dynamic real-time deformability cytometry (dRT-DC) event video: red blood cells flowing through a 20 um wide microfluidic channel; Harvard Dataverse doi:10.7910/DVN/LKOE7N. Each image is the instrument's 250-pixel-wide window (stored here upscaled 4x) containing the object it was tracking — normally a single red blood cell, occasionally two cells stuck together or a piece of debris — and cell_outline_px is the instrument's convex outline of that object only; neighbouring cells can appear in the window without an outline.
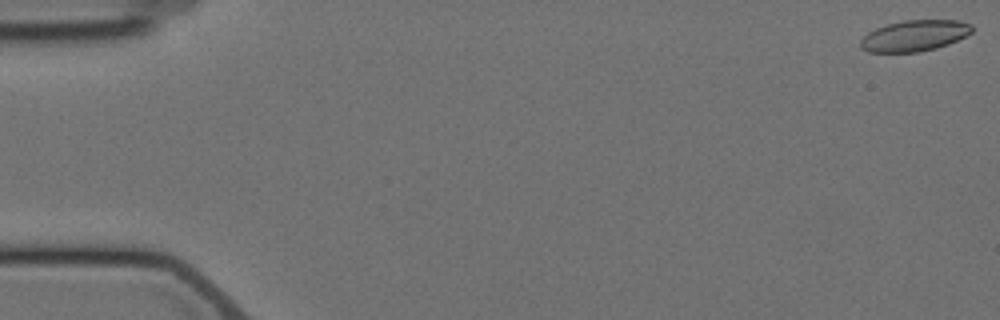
{"species": "Egyptian fruit bat (a non-hibernating species)", "species_latin": "Rousettus aegyptiacus", "temperature_condition": "cold", "stored_images_in_passage": 15, "camera_frame_rate_fps": 3000, "um_per_image_px": 0.085, "animal": {"sex": "female"}, "frame": {"image": 1, "passage_image": 1, "time_ms": 0.0, "image_size_px": [1000, 320], "cell_outline_px": [[972, 32], [948, 44], [936, 48], [920, 52], [868, 52], [860, 48], [860, 40], [868, 32], [876, 28], [888, 24], [904, 20], [960, 20], [972, 24]], "centroid_in_image_um": [77.72, 3.03], "position_along_channel_um": 7.3, "area_um2": 20.17}}
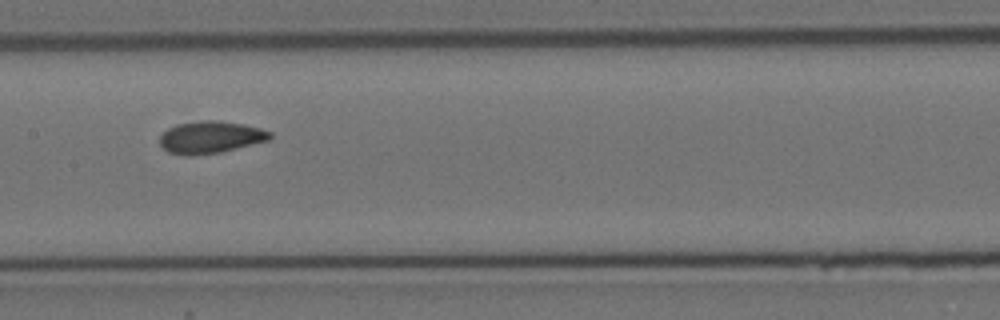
{"frame": {"image": 2, "passage_image": 8, "time_ms": 9.333, "image_size_px": [1000, 320], "cell_outline_px": [[272, 136], [268, 140], [220, 152], [188, 156], [168, 152], [160, 144], [160, 136], [168, 128], [176, 124], [200, 120], [216, 120], [244, 124], [260, 128], [272, 132]], "centroid_in_image_um": [17.88, 11.65], "position_along_channel_um": 189.5, "area_um2": 20.58}}
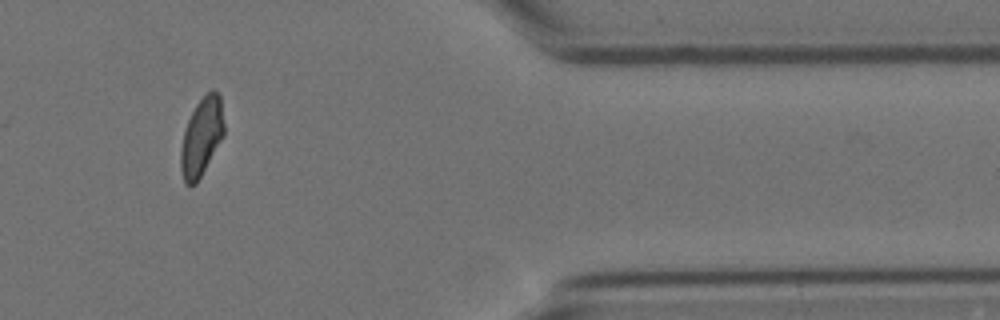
{"frame": {"image": 3, "passage_image": 13, "time_ms": 16.0, "image_size_px": [1000, 320], "cell_outline_px": [[224, 136], [196, 184], [184, 184], [180, 168], [180, 148], [184, 132], [188, 120], [196, 104], [212, 88], [220, 96], [224, 124]], "centroid_in_image_um": [17.13, 11.65], "position_along_channel_um": 394.3, "area_um2": 19.65}, "authors_computed_cell_mechanics": {"area_um2": 20.1722, "velocity_mm_per_s": 3.5044, "shape_relaxation_time_tau1_ms": 2.7433, "shape_relaxation_time_tau2_ms": 1.4623, "deformation_change_tau1": 0.0927, "deformation_change_tau2": 0.0353}}